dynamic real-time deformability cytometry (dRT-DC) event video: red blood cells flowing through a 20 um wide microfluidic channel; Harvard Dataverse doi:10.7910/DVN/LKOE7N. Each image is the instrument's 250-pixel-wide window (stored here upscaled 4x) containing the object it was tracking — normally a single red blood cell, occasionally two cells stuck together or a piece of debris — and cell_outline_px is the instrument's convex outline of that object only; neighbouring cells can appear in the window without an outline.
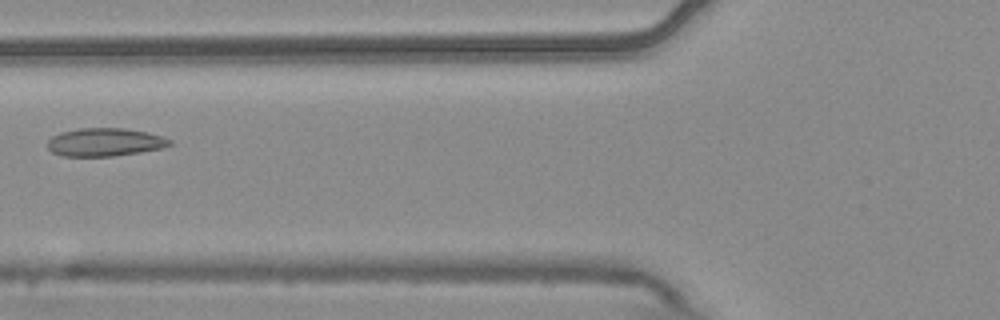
{"species": "common noctule bat (a hibernating species)", "species_latin": "Nyctalus noctula", "temperature_condition": "warm", "stored_images_in_passage": 7, "camera_frame_rate_fps": 3000, "um_per_image_px": 0.085, "animal": {"sex": "male", "body_mass_g": 20.4}, "frame": {"image": 1, "passage_image": 7, "time_ms": 2.0, "image_size_px": [1000, 320], "cell_outline_px": [[172, 144], [164, 148], [140, 152], [112, 156], [64, 156], [52, 152], [48, 148], [48, 140], [52, 136], [60, 132], [80, 128], [124, 128], [148, 132], [172, 140]], "centroid_in_image_um": [8.92, 12.08], "position_along_channel_um": 116.9, "area_um2": 20.06}}